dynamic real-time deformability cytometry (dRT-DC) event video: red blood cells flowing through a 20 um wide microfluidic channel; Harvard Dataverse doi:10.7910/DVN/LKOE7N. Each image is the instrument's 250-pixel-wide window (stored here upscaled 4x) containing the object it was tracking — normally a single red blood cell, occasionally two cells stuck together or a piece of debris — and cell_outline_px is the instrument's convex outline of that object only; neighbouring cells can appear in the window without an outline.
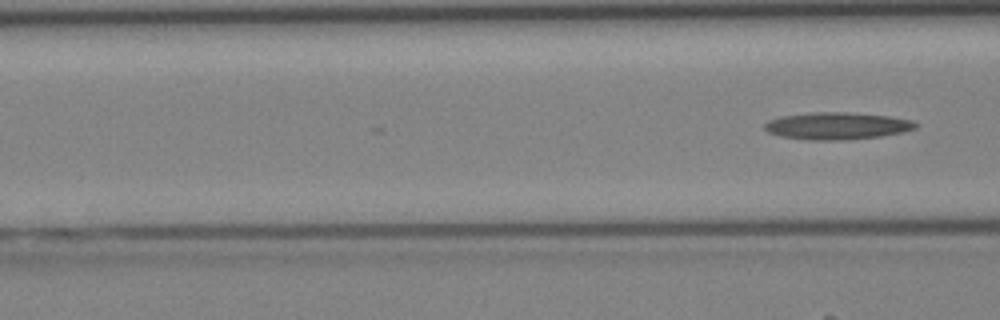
{"species": "Egyptian fruit bat (a non-hibernating species)", "species_latin": "Rousettus aegyptiacus", "temperature_condition": "cold", "stored_images_in_passage": 15, "camera_frame_rate_fps": 3000, "um_per_image_px": 0.085, "animal": {"sex": "female"}, "frame": {"image": 1, "passage_image": 15, "time_ms": 4.667, "image_size_px": [1000, 320], "cell_outline_px": [[920, 124], [916, 128], [904, 132], [880, 136], [844, 140], [808, 140], [780, 136], [768, 132], [764, 128], [764, 124], [768, 120], [780, 116], [816, 112], [848, 112], [888, 116], [912, 120]], "centroid_in_image_um": [71.15, 10.7], "position_along_channel_um": 95.4, "area_um2": 23.99}}